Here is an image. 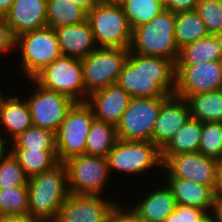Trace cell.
<instances>
[{"instance_id": "6da1fadb", "label": "cell", "mask_w": 222, "mask_h": 222, "mask_svg": "<svg viewBox=\"0 0 222 222\" xmlns=\"http://www.w3.org/2000/svg\"><path fill=\"white\" fill-rule=\"evenodd\" d=\"M132 98H168L176 88L175 62L129 53L116 82Z\"/></svg>"}, {"instance_id": "7a4b0ae2", "label": "cell", "mask_w": 222, "mask_h": 222, "mask_svg": "<svg viewBox=\"0 0 222 222\" xmlns=\"http://www.w3.org/2000/svg\"><path fill=\"white\" fill-rule=\"evenodd\" d=\"M28 194V215L41 222H54L70 194L64 163L59 162L52 169L29 178Z\"/></svg>"}, {"instance_id": "3957f363", "label": "cell", "mask_w": 222, "mask_h": 222, "mask_svg": "<svg viewBox=\"0 0 222 222\" xmlns=\"http://www.w3.org/2000/svg\"><path fill=\"white\" fill-rule=\"evenodd\" d=\"M174 33L175 13L164 10L148 23L132 29L129 53L166 58L176 63L180 49Z\"/></svg>"}, {"instance_id": "277c9868", "label": "cell", "mask_w": 222, "mask_h": 222, "mask_svg": "<svg viewBox=\"0 0 222 222\" xmlns=\"http://www.w3.org/2000/svg\"><path fill=\"white\" fill-rule=\"evenodd\" d=\"M96 47L129 48L132 29L122 6L101 1L87 13Z\"/></svg>"}, {"instance_id": "5b68a950", "label": "cell", "mask_w": 222, "mask_h": 222, "mask_svg": "<svg viewBox=\"0 0 222 222\" xmlns=\"http://www.w3.org/2000/svg\"><path fill=\"white\" fill-rule=\"evenodd\" d=\"M15 47L20 49L21 66L29 79L62 56L56 32L48 26L19 35Z\"/></svg>"}, {"instance_id": "8992f818", "label": "cell", "mask_w": 222, "mask_h": 222, "mask_svg": "<svg viewBox=\"0 0 222 222\" xmlns=\"http://www.w3.org/2000/svg\"><path fill=\"white\" fill-rule=\"evenodd\" d=\"M94 113L86 102H76L61 122L55 134L58 162L85 154L86 138Z\"/></svg>"}, {"instance_id": "52a82bcc", "label": "cell", "mask_w": 222, "mask_h": 222, "mask_svg": "<svg viewBox=\"0 0 222 222\" xmlns=\"http://www.w3.org/2000/svg\"><path fill=\"white\" fill-rule=\"evenodd\" d=\"M33 79L42 87L62 93L75 102L87 101L84 96L88 97L89 94L84 88L83 67L79 58L62 55L44 67Z\"/></svg>"}, {"instance_id": "ba28073f", "label": "cell", "mask_w": 222, "mask_h": 222, "mask_svg": "<svg viewBox=\"0 0 222 222\" xmlns=\"http://www.w3.org/2000/svg\"><path fill=\"white\" fill-rule=\"evenodd\" d=\"M129 56L128 48L97 47L81 59L84 88L88 94L115 84Z\"/></svg>"}, {"instance_id": "9c48e42d", "label": "cell", "mask_w": 222, "mask_h": 222, "mask_svg": "<svg viewBox=\"0 0 222 222\" xmlns=\"http://www.w3.org/2000/svg\"><path fill=\"white\" fill-rule=\"evenodd\" d=\"M64 165L71 194L101 195L110 175L106 157L82 154L69 158Z\"/></svg>"}, {"instance_id": "30bf717a", "label": "cell", "mask_w": 222, "mask_h": 222, "mask_svg": "<svg viewBox=\"0 0 222 222\" xmlns=\"http://www.w3.org/2000/svg\"><path fill=\"white\" fill-rule=\"evenodd\" d=\"M167 98H132L116 125L117 137L128 141L152 142L153 128Z\"/></svg>"}, {"instance_id": "8fae6325", "label": "cell", "mask_w": 222, "mask_h": 222, "mask_svg": "<svg viewBox=\"0 0 222 222\" xmlns=\"http://www.w3.org/2000/svg\"><path fill=\"white\" fill-rule=\"evenodd\" d=\"M161 160L162 166L168 170V178L190 180L216 192L219 161L206 157L200 151L161 156Z\"/></svg>"}, {"instance_id": "7c38bea8", "label": "cell", "mask_w": 222, "mask_h": 222, "mask_svg": "<svg viewBox=\"0 0 222 222\" xmlns=\"http://www.w3.org/2000/svg\"><path fill=\"white\" fill-rule=\"evenodd\" d=\"M109 171L116 169L126 173H143L156 165H162L161 151L150 141L119 139L107 156Z\"/></svg>"}, {"instance_id": "4fadbf2b", "label": "cell", "mask_w": 222, "mask_h": 222, "mask_svg": "<svg viewBox=\"0 0 222 222\" xmlns=\"http://www.w3.org/2000/svg\"><path fill=\"white\" fill-rule=\"evenodd\" d=\"M28 80L37 86V91L26 100L33 126L56 134L61 122L76 102L62 93L42 87L33 78Z\"/></svg>"}, {"instance_id": "5bb4252c", "label": "cell", "mask_w": 222, "mask_h": 222, "mask_svg": "<svg viewBox=\"0 0 222 222\" xmlns=\"http://www.w3.org/2000/svg\"><path fill=\"white\" fill-rule=\"evenodd\" d=\"M222 89V61H205L196 65H176L174 95L186 99L189 95Z\"/></svg>"}, {"instance_id": "9a60e30c", "label": "cell", "mask_w": 222, "mask_h": 222, "mask_svg": "<svg viewBox=\"0 0 222 222\" xmlns=\"http://www.w3.org/2000/svg\"><path fill=\"white\" fill-rule=\"evenodd\" d=\"M117 203L100 195L69 194L54 222H107Z\"/></svg>"}, {"instance_id": "2e32d148", "label": "cell", "mask_w": 222, "mask_h": 222, "mask_svg": "<svg viewBox=\"0 0 222 222\" xmlns=\"http://www.w3.org/2000/svg\"><path fill=\"white\" fill-rule=\"evenodd\" d=\"M191 118L186 99L170 95L161 105L152 133V143L161 151Z\"/></svg>"}, {"instance_id": "e0dca14e", "label": "cell", "mask_w": 222, "mask_h": 222, "mask_svg": "<svg viewBox=\"0 0 222 222\" xmlns=\"http://www.w3.org/2000/svg\"><path fill=\"white\" fill-rule=\"evenodd\" d=\"M86 103L91 107L96 120L116 126L132 99L117 83L91 92ZM89 99V101H88Z\"/></svg>"}, {"instance_id": "ac0fdd59", "label": "cell", "mask_w": 222, "mask_h": 222, "mask_svg": "<svg viewBox=\"0 0 222 222\" xmlns=\"http://www.w3.org/2000/svg\"><path fill=\"white\" fill-rule=\"evenodd\" d=\"M46 6L47 0H14L5 16L13 37L47 27Z\"/></svg>"}, {"instance_id": "d6986e66", "label": "cell", "mask_w": 222, "mask_h": 222, "mask_svg": "<svg viewBox=\"0 0 222 222\" xmlns=\"http://www.w3.org/2000/svg\"><path fill=\"white\" fill-rule=\"evenodd\" d=\"M54 30L63 56L83 59L97 48L87 20L75 25L60 26Z\"/></svg>"}, {"instance_id": "ffe728a7", "label": "cell", "mask_w": 222, "mask_h": 222, "mask_svg": "<svg viewBox=\"0 0 222 222\" xmlns=\"http://www.w3.org/2000/svg\"><path fill=\"white\" fill-rule=\"evenodd\" d=\"M176 207L171 189L166 185L148 195L131 211L141 222H164Z\"/></svg>"}, {"instance_id": "44dd1931", "label": "cell", "mask_w": 222, "mask_h": 222, "mask_svg": "<svg viewBox=\"0 0 222 222\" xmlns=\"http://www.w3.org/2000/svg\"><path fill=\"white\" fill-rule=\"evenodd\" d=\"M205 61H222V36L208 34L185 45L180 49L175 65H196Z\"/></svg>"}, {"instance_id": "7402d4cb", "label": "cell", "mask_w": 222, "mask_h": 222, "mask_svg": "<svg viewBox=\"0 0 222 222\" xmlns=\"http://www.w3.org/2000/svg\"><path fill=\"white\" fill-rule=\"evenodd\" d=\"M167 181V186L171 189L176 204L195 206L205 211L212 208L215 192L210 187L179 178H168Z\"/></svg>"}, {"instance_id": "603a6c76", "label": "cell", "mask_w": 222, "mask_h": 222, "mask_svg": "<svg viewBox=\"0 0 222 222\" xmlns=\"http://www.w3.org/2000/svg\"><path fill=\"white\" fill-rule=\"evenodd\" d=\"M0 121L10 133V139L16 138L32 127V117L27 101L20 100L17 96L3 99L0 105Z\"/></svg>"}, {"instance_id": "cb8c5ba5", "label": "cell", "mask_w": 222, "mask_h": 222, "mask_svg": "<svg viewBox=\"0 0 222 222\" xmlns=\"http://www.w3.org/2000/svg\"><path fill=\"white\" fill-rule=\"evenodd\" d=\"M186 101L191 118L204 122H222V89L189 95Z\"/></svg>"}, {"instance_id": "d4e9b609", "label": "cell", "mask_w": 222, "mask_h": 222, "mask_svg": "<svg viewBox=\"0 0 222 222\" xmlns=\"http://www.w3.org/2000/svg\"><path fill=\"white\" fill-rule=\"evenodd\" d=\"M202 123L190 118L161 150V156L195 152L199 150Z\"/></svg>"}, {"instance_id": "484cf974", "label": "cell", "mask_w": 222, "mask_h": 222, "mask_svg": "<svg viewBox=\"0 0 222 222\" xmlns=\"http://www.w3.org/2000/svg\"><path fill=\"white\" fill-rule=\"evenodd\" d=\"M117 140L116 126L94 119L87 134L85 154L107 158Z\"/></svg>"}, {"instance_id": "4316f807", "label": "cell", "mask_w": 222, "mask_h": 222, "mask_svg": "<svg viewBox=\"0 0 222 222\" xmlns=\"http://www.w3.org/2000/svg\"><path fill=\"white\" fill-rule=\"evenodd\" d=\"M207 35L205 24L196 10L175 14L174 36L179 49Z\"/></svg>"}, {"instance_id": "83f0119b", "label": "cell", "mask_w": 222, "mask_h": 222, "mask_svg": "<svg viewBox=\"0 0 222 222\" xmlns=\"http://www.w3.org/2000/svg\"><path fill=\"white\" fill-rule=\"evenodd\" d=\"M28 178L52 169L59 162L57 150L11 149Z\"/></svg>"}, {"instance_id": "f1b7e54d", "label": "cell", "mask_w": 222, "mask_h": 222, "mask_svg": "<svg viewBox=\"0 0 222 222\" xmlns=\"http://www.w3.org/2000/svg\"><path fill=\"white\" fill-rule=\"evenodd\" d=\"M47 26L75 25L87 20V13L71 0H47Z\"/></svg>"}, {"instance_id": "f546056e", "label": "cell", "mask_w": 222, "mask_h": 222, "mask_svg": "<svg viewBox=\"0 0 222 222\" xmlns=\"http://www.w3.org/2000/svg\"><path fill=\"white\" fill-rule=\"evenodd\" d=\"M122 8L131 29L148 23L166 10L160 0H128Z\"/></svg>"}, {"instance_id": "4dcf8cb0", "label": "cell", "mask_w": 222, "mask_h": 222, "mask_svg": "<svg viewBox=\"0 0 222 222\" xmlns=\"http://www.w3.org/2000/svg\"><path fill=\"white\" fill-rule=\"evenodd\" d=\"M28 185L14 188H0V217L28 216Z\"/></svg>"}, {"instance_id": "1f68e13d", "label": "cell", "mask_w": 222, "mask_h": 222, "mask_svg": "<svg viewBox=\"0 0 222 222\" xmlns=\"http://www.w3.org/2000/svg\"><path fill=\"white\" fill-rule=\"evenodd\" d=\"M12 149L56 150L55 133L32 126L13 139Z\"/></svg>"}, {"instance_id": "d6a6232c", "label": "cell", "mask_w": 222, "mask_h": 222, "mask_svg": "<svg viewBox=\"0 0 222 222\" xmlns=\"http://www.w3.org/2000/svg\"><path fill=\"white\" fill-rule=\"evenodd\" d=\"M206 157L222 160V122L202 123L199 150Z\"/></svg>"}, {"instance_id": "836d02e7", "label": "cell", "mask_w": 222, "mask_h": 222, "mask_svg": "<svg viewBox=\"0 0 222 222\" xmlns=\"http://www.w3.org/2000/svg\"><path fill=\"white\" fill-rule=\"evenodd\" d=\"M0 161V188H14L28 185L29 178L11 151Z\"/></svg>"}, {"instance_id": "e575fe53", "label": "cell", "mask_w": 222, "mask_h": 222, "mask_svg": "<svg viewBox=\"0 0 222 222\" xmlns=\"http://www.w3.org/2000/svg\"><path fill=\"white\" fill-rule=\"evenodd\" d=\"M196 11L208 34L222 36V0H198Z\"/></svg>"}, {"instance_id": "d590c367", "label": "cell", "mask_w": 222, "mask_h": 222, "mask_svg": "<svg viewBox=\"0 0 222 222\" xmlns=\"http://www.w3.org/2000/svg\"><path fill=\"white\" fill-rule=\"evenodd\" d=\"M15 49V38L11 34L10 28L4 16H0V53L9 52Z\"/></svg>"}, {"instance_id": "8d00e7d4", "label": "cell", "mask_w": 222, "mask_h": 222, "mask_svg": "<svg viewBox=\"0 0 222 222\" xmlns=\"http://www.w3.org/2000/svg\"><path fill=\"white\" fill-rule=\"evenodd\" d=\"M166 10L173 13L196 10L198 0H160Z\"/></svg>"}, {"instance_id": "74e56055", "label": "cell", "mask_w": 222, "mask_h": 222, "mask_svg": "<svg viewBox=\"0 0 222 222\" xmlns=\"http://www.w3.org/2000/svg\"><path fill=\"white\" fill-rule=\"evenodd\" d=\"M207 213L201 208L181 204V222H199Z\"/></svg>"}, {"instance_id": "f35d334b", "label": "cell", "mask_w": 222, "mask_h": 222, "mask_svg": "<svg viewBox=\"0 0 222 222\" xmlns=\"http://www.w3.org/2000/svg\"><path fill=\"white\" fill-rule=\"evenodd\" d=\"M129 211V212H128ZM107 222H141L135 214L125 208L117 205L115 209L109 215Z\"/></svg>"}, {"instance_id": "ab89813d", "label": "cell", "mask_w": 222, "mask_h": 222, "mask_svg": "<svg viewBox=\"0 0 222 222\" xmlns=\"http://www.w3.org/2000/svg\"><path fill=\"white\" fill-rule=\"evenodd\" d=\"M214 219L216 222H222V195L214 193L213 196V202H212V208Z\"/></svg>"}, {"instance_id": "60d3db41", "label": "cell", "mask_w": 222, "mask_h": 222, "mask_svg": "<svg viewBox=\"0 0 222 222\" xmlns=\"http://www.w3.org/2000/svg\"><path fill=\"white\" fill-rule=\"evenodd\" d=\"M79 7H81L86 13H88L92 8L98 5L102 0H71Z\"/></svg>"}, {"instance_id": "b9f144b4", "label": "cell", "mask_w": 222, "mask_h": 222, "mask_svg": "<svg viewBox=\"0 0 222 222\" xmlns=\"http://www.w3.org/2000/svg\"><path fill=\"white\" fill-rule=\"evenodd\" d=\"M0 222H41L28 216H3Z\"/></svg>"}, {"instance_id": "7bdbcfd3", "label": "cell", "mask_w": 222, "mask_h": 222, "mask_svg": "<svg viewBox=\"0 0 222 222\" xmlns=\"http://www.w3.org/2000/svg\"><path fill=\"white\" fill-rule=\"evenodd\" d=\"M164 222H181V204H176L175 210L167 216Z\"/></svg>"}, {"instance_id": "ee69618b", "label": "cell", "mask_w": 222, "mask_h": 222, "mask_svg": "<svg viewBox=\"0 0 222 222\" xmlns=\"http://www.w3.org/2000/svg\"><path fill=\"white\" fill-rule=\"evenodd\" d=\"M14 0H0V16H6Z\"/></svg>"}, {"instance_id": "f6af8a7d", "label": "cell", "mask_w": 222, "mask_h": 222, "mask_svg": "<svg viewBox=\"0 0 222 222\" xmlns=\"http://www.w3.org/2000/svg\"><path fill=\"white\" fill-rule=\"evenodd\" d=\"M216 193L219 195H222V160L219 161L218 185H217Z\"/></svg>"}, {"instance_id": "bcb514c9", "label": "cell", "mask_w": 222, "mask_h": 222, "mask_svg": "<svg viewBox=\"0 0 222 222\" xmlns=\"http://www.w3.org/2000/svg\"><path fill=\"white\" fill-rule=\"evenodd\" d=\"M8 142L6 138H3V136L0 134V161L3 160L7 155L5 154L6 145L5 143Z\"/></svg>"}, {"instance_id": "7dc6e473", "label": "cell", "mask_w": 222, "mask_h": 222, "mask_svg": "<svg viewBox=\"0 0 222 222\" xmlns=\"http://www.w3.org/2000/svg\"><path fill=\"white\" fill-rule=\"evenodd\" d=\"M106 3L109 4H114V5H118V6H122L123 4H125L128 0H102Z\"/></svg>"}, {"instance_id": "c3c4849f", "label": "cell", "mask_w": 222, "mask_h": 222, "mask_svg": "<svg viewBox=\"0 0 222 222\" xmlns=\"http://www.w3.org/2000/svg\"><path fill=\"white\" fill-rule=\"evenodd\" d=\"M199 222H216L213 216H210V213L206 214Z\"/></svg>"}, {"instance_id": "681fc988", "label": "cell", "mask_w": 222, "mask_h": 222, "mask_svg": "<svg viewBox=\"0 0 222 222\" xmlns=\"http://www.w3.org/2000/svg\"><path fill=\"white\" fill-rule=\"evenodd\" d=\"M0 92H1V90H0ZM2 101H3V98H2V95L0 94V105H1Z\"/></svg>"}]
</instances>
